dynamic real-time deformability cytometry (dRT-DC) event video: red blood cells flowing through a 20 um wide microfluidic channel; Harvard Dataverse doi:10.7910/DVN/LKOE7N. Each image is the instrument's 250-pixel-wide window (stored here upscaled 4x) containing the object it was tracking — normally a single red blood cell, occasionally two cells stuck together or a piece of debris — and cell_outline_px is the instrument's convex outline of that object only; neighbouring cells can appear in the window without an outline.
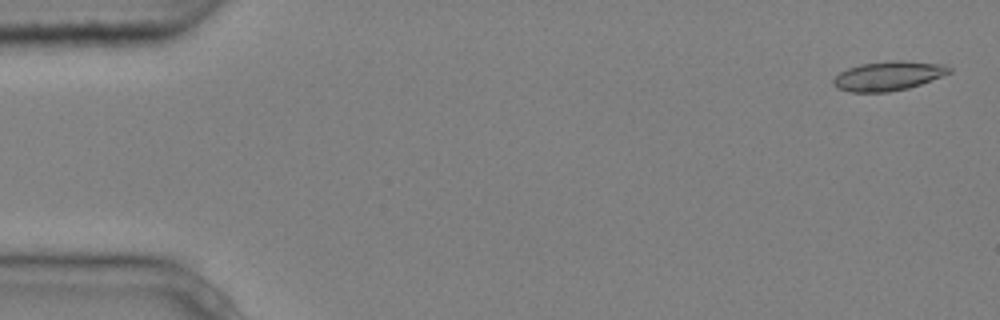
{"species": "common noctule bat (a hibernating species)", "species_latin": "Nyctalus noctula", "temperature_condition": "cold", "stored_images_in_passage": 6, "camera_frame_rate_fps": 3000, "um_per_image_px": 0.085, "animal": {"sex": "male", "body_mass_g": 20.4}, "frame": {"image": 1, "passage_image": 1, "time_ms": 0.0, "image_size_px": [1000, 320], "cell_outline_px": [[952, 72], [920, 84], [908, 88], [888, 92], [852, 92], [836, 88], [832, 84], [832, 80], [840, 72], [848, 68], [860, 64], [892, 60], [904, 60], [944, 64], [952, 68]], "centroid_in_image_um": [75.5, 6.44], "position_along_channel_um": 9.5, "area_um2": 19.88}}